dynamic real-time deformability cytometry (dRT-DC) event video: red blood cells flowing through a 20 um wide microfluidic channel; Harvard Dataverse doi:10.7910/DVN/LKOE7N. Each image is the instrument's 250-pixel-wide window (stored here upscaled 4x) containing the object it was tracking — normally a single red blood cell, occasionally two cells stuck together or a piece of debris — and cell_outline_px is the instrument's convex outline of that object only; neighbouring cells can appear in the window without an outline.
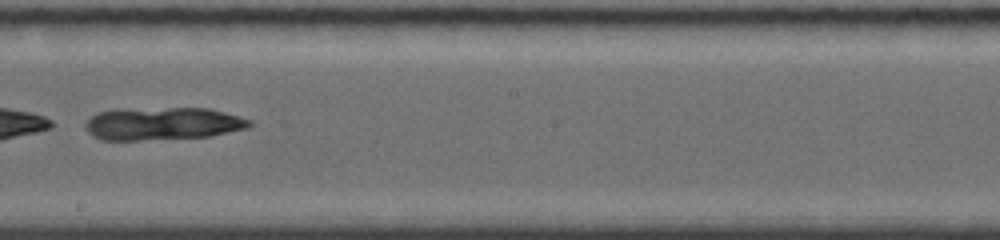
{"species": "common noctule bat (a hibernating species)", "species_latin": "Nyctalus noctula", "temperature_condition": "room temperature", "stored_images_in_passage": 26, "camera_frame_rate_fps": 4000, "um_per_image_px": 0.085, "animal": {"sex": "female", "body_mass_g": 19.0, "forearm_length_mm": 56.7}, "frame": {"image": 1, "passage_image": 15, "time_ms": 5.0, "image_size_px": [1000, 240], "cell_outline_px": [[252, 124], [248, 128], [208, 136], [136, 140], [100, 140], [92, 136], [84, 128], [84, 124], [92, 116], [100, 112], [168, 108], [208, 108], [224, 112], [252, 120]], "centroid_in_image_um": [13.85, 10.53], "position_along_channel_um": 234.3, "area_um2": 30.63}}